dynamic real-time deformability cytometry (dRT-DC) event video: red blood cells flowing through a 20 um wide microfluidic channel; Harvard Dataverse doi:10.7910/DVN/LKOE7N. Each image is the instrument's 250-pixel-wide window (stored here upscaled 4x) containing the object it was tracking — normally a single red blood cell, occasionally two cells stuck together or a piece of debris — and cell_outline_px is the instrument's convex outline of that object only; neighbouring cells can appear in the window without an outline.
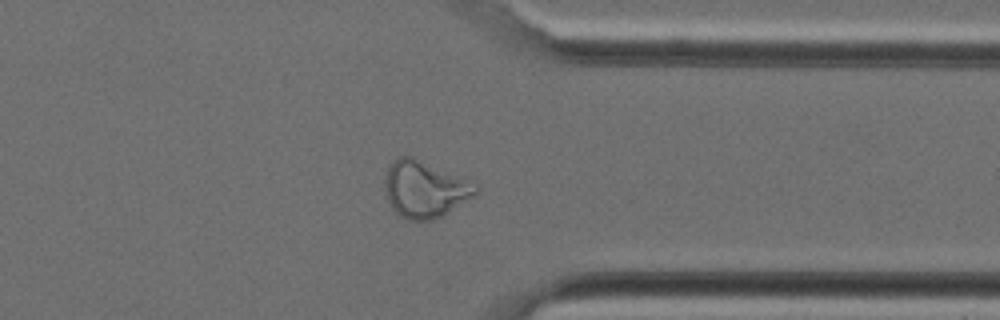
{"species": "Egyptian fruit bat (a non-hibernating species)", "species_latin": "Rousettus aegyptiacus", "temperature_condition": "cold", "stored_images_in_passage": 36, "camera_frame_rate_fps": 3000, "um_per_image_px": 0.085, "animal": {"sex": "female"}, "frame": {"image": 1, "passage_image": 28, "time_ms": 9.0, "image_size_px": [1000, 320], "cell_outline_px": [[480, 188], [472, 196], [444, 216], [432, 220], [408, 220], [400, 216], [392, 208], [388, 200], [384, 188], [384, 180], [388, 168], [400, 156], [408, 156]], "centroid_in_image_um": [36.02, 16.16], "position_along_channel_um": 375.4, "area_um2": 28.61}}
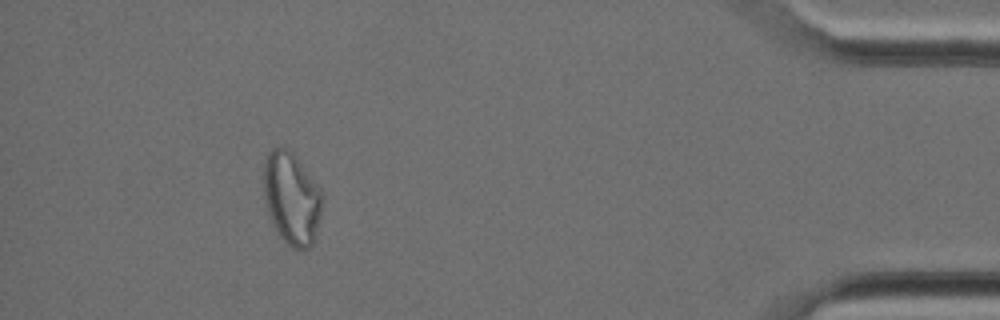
{"frame": {"image": 2, "passage_image": 33, "time_ms": 10.667, "image_size_px": [1000, 320], "cell_outline_px": [[324, 196], [316, 240], [308, 248], [292, 248], [276, 232], [272, 224], [264, 200], [264, 156], [272, 148], [284, 148], [292, 152], [296, 156], [320, 188]], "centroid_in_image_um": [24.8, 16.87], "position_along_channel_um": 410.4, "area_um2": 31.85}}